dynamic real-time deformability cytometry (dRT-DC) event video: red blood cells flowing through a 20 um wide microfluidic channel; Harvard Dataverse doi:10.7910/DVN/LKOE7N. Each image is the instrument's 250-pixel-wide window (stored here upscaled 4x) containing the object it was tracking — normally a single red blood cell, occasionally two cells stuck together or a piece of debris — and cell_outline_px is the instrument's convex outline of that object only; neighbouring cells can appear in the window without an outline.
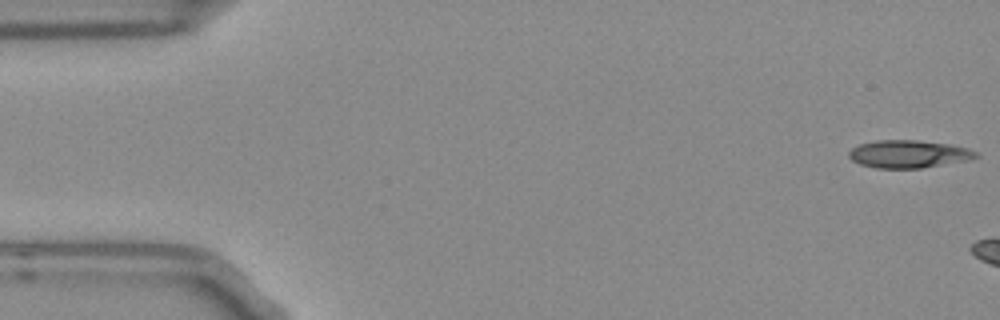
{"species": "Egyptian fruit bat (a non-hibernating species)", "species_latin": "Rousettus aegyptiacus", "temperature_condition": "room temperature", "stored_images_in_passage": 3, "camera_frame_rate_fps": 3000, "um_per_image_px": 0.085, "frame": {"image": 1, "passage_image": 1, "time_ms": 0.0, "image_size_px": [1000, 320], "cell_outline_px": [[980, 156], [964, 160], [920, 168], [876, 168], [860, 164], [852, 160], [848, 156], [848, 152], [852, 148], [860, 144], [876, 140], [916, 140], [948, 144], [968, 148], [976, 152]], "centroid_in_image_um": [77.18, 13.08], "position_along_channel_um": 7.8, "area_um2": 20.23}}